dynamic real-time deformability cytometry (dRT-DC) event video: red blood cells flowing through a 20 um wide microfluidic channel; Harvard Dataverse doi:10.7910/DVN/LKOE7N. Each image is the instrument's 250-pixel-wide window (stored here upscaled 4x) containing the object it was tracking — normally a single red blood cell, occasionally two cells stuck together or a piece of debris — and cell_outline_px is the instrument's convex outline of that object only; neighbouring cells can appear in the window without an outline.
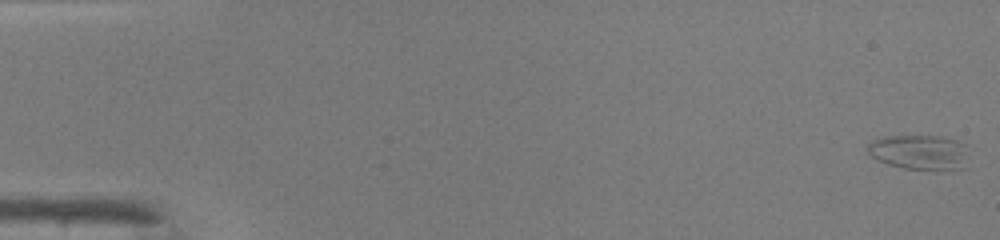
{"species": "common noctule bat (a hibernating species)", "species_latin": "Nyctalus noctula", "temperature_condition": "warm", "stored_images_in_passage": 49, "camera_frame_rate_fps": 3000, "um_per_image_px": 0.085, "animal": {"sex": "male", "body_mass_g": 19.0, "forearm_length_mm": 50.8}, "frame": {"image": 1, "passage_image": 1, "time_ms": 0.0, "image_size_px": [1000, 240], "cell_outline_px": [[968, 168], [904, 168], [888, 164], [876, 160], [868, 152], [868, 144], [872, 140], [884, 136], [936, 136], [956, 140], [968, 144]], "centroid_in_image_um": [78.2, 12.92], "position_along_channel_um": 6.8, "area_um2": 20.52}}
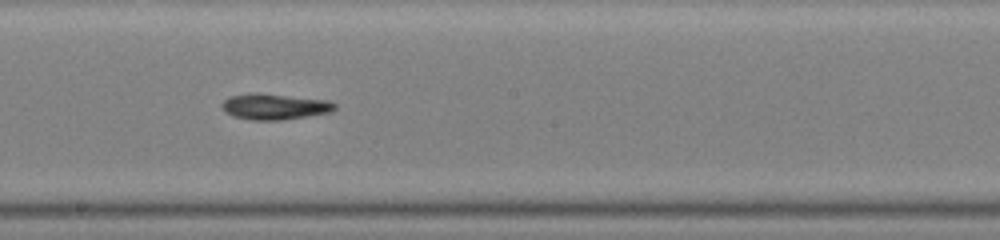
{"frame": {"image": 2, "passage_image": 28, "time_ms": 9.0, "image_size_px": [1000, 240], "cell_outline_px": [[336, 108], [332, 112], [308, 116], [280, 120], [252, 120], [232, 116], [224, 112], [220, 104], [224, 100], [232, 96], [256, 92], [324, 100], [336, 104]], "centroid_in_image_um": [23.3, 9.07], "position_along_channel_um": 224.9, "area_um2": 16.94}}
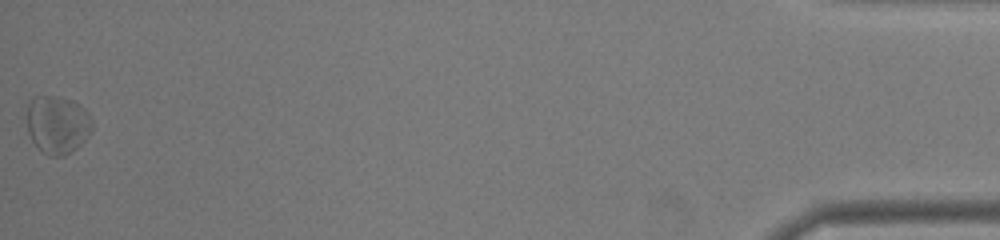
{"frame": {"image": 3, "passage_image": 49, "time_ms": 16.0, "image_size_px": [1000, 240], "cell_outline_px": [[92, 132], [72, 152], [64, 156], [48, 156], [32, 140], [28, 132], [28, 104], [36, 96], [56, 96], [72, 100], [80, 104], [88, 112], [92, 120]], "centroid_in_image_um": [4.92, 10.59], "position_along_channel_um": 430.3, "area_um2": 22.02}, "authors_computed_cell_mechanics": {"area_um2": 17.2822, "velocity_mm_per_s": 4.2462, "shape_relaxation_time_tau1_ms": 1.6624, "shape_relaxation_time_tau2_ms": 4.5137, "deformation_change_tau1": 0.0972, "deformation_change_tau2": 0.1575}}